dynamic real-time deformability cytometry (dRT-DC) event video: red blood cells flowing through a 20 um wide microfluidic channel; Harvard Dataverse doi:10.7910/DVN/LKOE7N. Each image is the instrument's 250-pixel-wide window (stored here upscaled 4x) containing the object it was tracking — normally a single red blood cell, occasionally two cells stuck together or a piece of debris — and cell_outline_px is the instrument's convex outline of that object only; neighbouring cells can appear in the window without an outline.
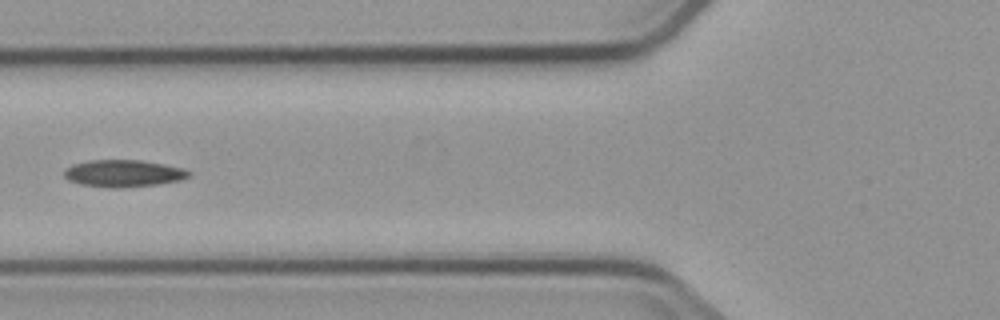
{"species": "common noctule bat (a hibernating species)", "species_latin": "Nyctalus noctula", "temperature_condition": "cold", "stored_images_in_passage": 5, "camera_frame_rate_fps": 3000, "um_per_image_px": 0.085, "animal": {"sex": "male", "body_mass_g": 23.1, "forearm_length_mm": 52.7}, "frame": {"image": 1, "passage_image": 5, "time_ms": 5.667, "image_size_px": [1000, 320], "cell_outline_px": [[192, 176], [180, 180], [156, 184], [124, 188], [112, 188], [80, 184], [68, 180], [64, 176], [64, 168], [72, 164], [88, 160], [140, 160], [164, 164], [184, 168], [192, 172]], "centroid_in_image_um": [10.49, 14.73], "position_along_channel_um": 115.3, "area_um2": 19.88}}